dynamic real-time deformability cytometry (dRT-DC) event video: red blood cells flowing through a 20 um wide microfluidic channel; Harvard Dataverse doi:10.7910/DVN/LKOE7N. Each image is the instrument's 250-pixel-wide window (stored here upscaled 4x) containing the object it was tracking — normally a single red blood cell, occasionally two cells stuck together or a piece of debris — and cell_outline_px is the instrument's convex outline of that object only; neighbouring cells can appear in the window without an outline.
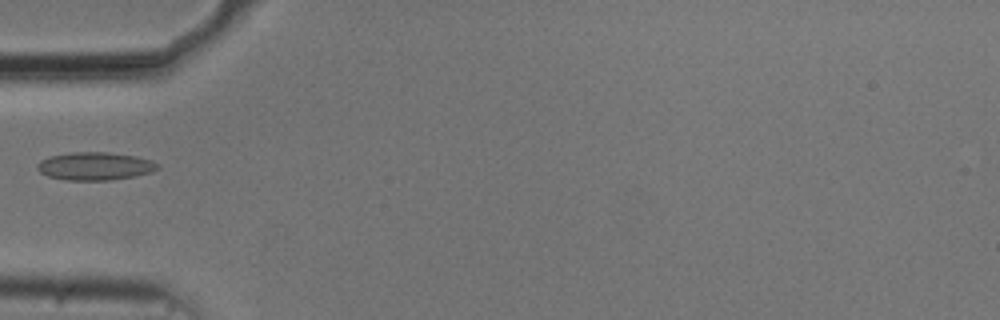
{"species": "common noctule bat (a hibernating species)", "species_latin": "Nyctalus noctula", "temperature_condition": "cold", "stored_images_in_passage": 37, "camera_frame_rate_fps": 3000, "um_per_image_px": 0.085, "animal": {"sex": "male", "body_mass_g": 20.5, "forearm_length_mm": 52.5}, "frame": {"image": 1, "passage_image": 1, "time_ms": 0.0, "image_size_px": [1000, 320], "cell_outline_px": [[160, 168], [152, 172], [132, 176], [108, 180], [68, 180], [48, 176], [40, 172], [36, 168], [36, 164], [40, 160], [48, 156], [72, 152], [108, 152], [136, 156], [152, 160], [160, 164]], "centroid_in_image_um": [8.07, 14.11], "position_along_channel_um": 76.9, "area_um2": 19.71}}
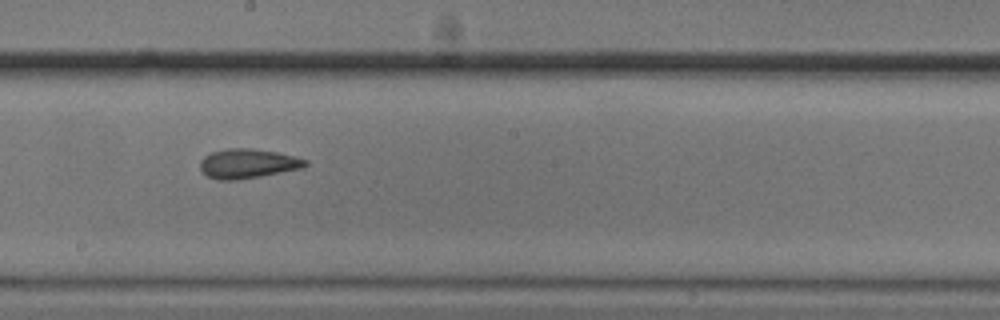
{"frame": {"image": 2, "passage_image": 13, "time_ms": 4.0, "image_size_px": [1000, 320], "cell_outline_px": [[308, 164], [304, 168], [260, 176], [236, 180], [216, 180], [208, 176], [200, 168], [200, 160], [204, 156], [212, 152], [228, 148], [252, 148], [276, 152], [308, 160]], "centroid_in_image_um": [21.06, 13.9], "position_along_channel_um": 227.1, "area_um2": 18.03}}
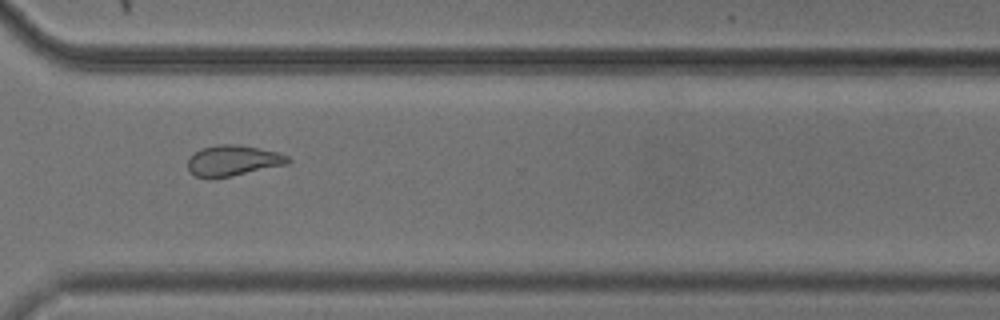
{"frame": {"image": 3, "passage_image": 23, "time_ms": 7.333, "image_size_px": [1000, 320], "cell_outline_px": [[292, 160], [288, 164], [232, 176], [212, 180], [208, 180], [196, 176], [188, 168], [188, 160], [200, 148], [220, 144], [240, 144], [276, 152], [288, 156]], "centroid_in_image_um": [19.8, 13.67], "position_along_channel_um": 350.8, "area_um2": 18.09}}